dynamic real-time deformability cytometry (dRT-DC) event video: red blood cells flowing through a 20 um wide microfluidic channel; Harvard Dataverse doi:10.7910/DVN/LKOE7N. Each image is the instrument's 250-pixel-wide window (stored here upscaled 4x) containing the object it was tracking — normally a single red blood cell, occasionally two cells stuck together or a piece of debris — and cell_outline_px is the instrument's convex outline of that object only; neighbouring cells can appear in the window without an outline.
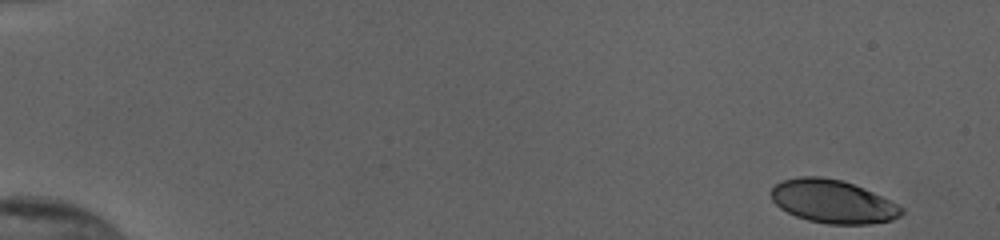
{"species": "human", "species_latin": "Homo sapiens", "temperature_condition": "cold", "stored_images_in_passage": 52, "camera_frame_rate_fps": 3000, "um_per_image_px": 0.085, "donor": {"sex": "female"}, "frame": {"image": 1, "passage_image": 1, "time_ms": 0.0, "image_size_px": [1000, 240], "cell_outline_px": [[904, 212], [900, 216], [892, 220], [868, 224], [828, 224], [808, 220], [796, 216], [780, 208], [772, 200], [768, 192], [776, 184], [784, 180], [800, 176], [820, 176], [840, 180], [864, 188], [904, 208]], "centroid_in_image_um": [70.76, 17.13], "position_along_channel_um": 14.2, "area_um2": 32.71}}
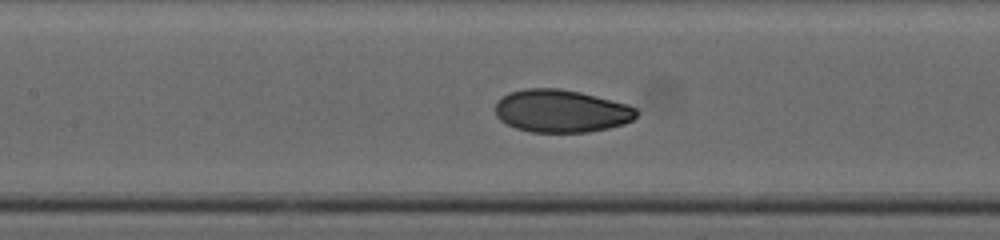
{"frame": {"image": 2, "passage_image": 25, "time_ms": 8.0, "image_size_px": [1000, 240], "cell_outline_px": [[640, 112], [632, 120], [624, 124], [608, 128], [588, 132], [532, 132], [516, 128], [500, 120], [496, 116], [496, 100], [508, 92], [524, 88], [560, 88], [580, 92], [628, 104], [636, 108]], "centroid_in_image_um": [47.7, 9.43], "position_along_channel_um": 159.7, "area_um2": 35.37}}
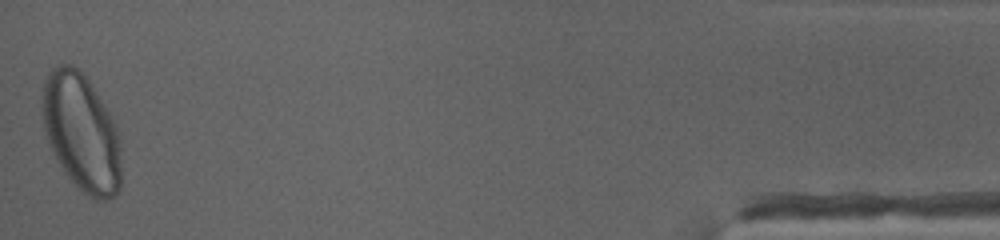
{"frame": {"image": 3, "passage_image": 52, "time_ms": 17.0, "image_size_px": [1000, 240], "cell_outline_px": [[120, 188], [116, 196], [108, 200], [92, 200], [68, 176], [60, 164], [48, 140], [44, 128], [44, 80], [48, 72], [52, 68], [60, 64], [72, 64], [84, 72], [104, 104], [116, 124], [120, 140]], "centroid_in_image_um": [6.97, 11.25], "position_along_channel_um": 428.2, "area_um2": 53.7}, "authors_computed_cell_mechanics": {"area_um2": 34.5066, "velocity_mm_per_s": 3.8441, "shape_relaxation_time_tau1_ms": 4.6094, "shape_relaxation_time_tau2_ms": 1.0794, "deformation_change_tau1": 0.1621, "deformation_change_tau2": 0.0439}}